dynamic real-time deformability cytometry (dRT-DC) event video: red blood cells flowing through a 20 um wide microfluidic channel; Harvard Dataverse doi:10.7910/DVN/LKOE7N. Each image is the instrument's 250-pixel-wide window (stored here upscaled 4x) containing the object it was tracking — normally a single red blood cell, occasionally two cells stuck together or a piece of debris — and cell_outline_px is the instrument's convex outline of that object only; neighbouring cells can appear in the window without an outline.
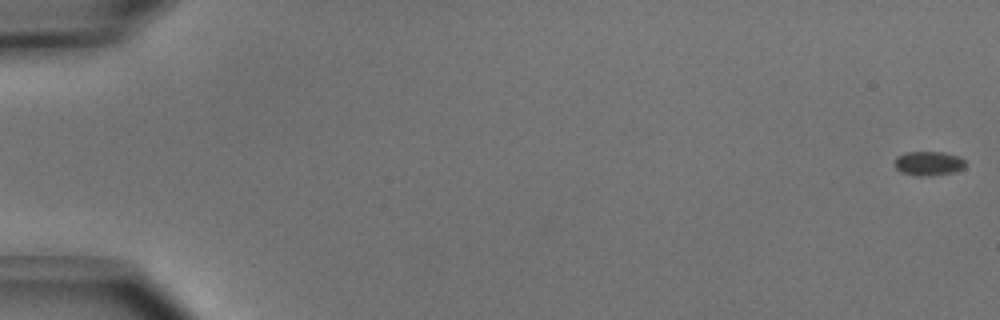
{"species": "common noctule bat (a hibernating species)", "species_latin": "Nyctalus noctula", "temperature_condition": "cold", "stored_images_in_passage": 52, "camera_frame_rate_fps": 3000, "um_per_image_px": 0.085, "animal": {"sex": "male", "body_mass_g": 15.6}, "frame": {"image": 1, "passage_image": 1, "time_ms": 0.0, "image_size_px": [1000, 320], "cell_outline_px": [[964, 168], [956, 172], [928, 176], [916, 176], [900, 172], [896, 168], [896, 156], [904, 152], [944, 152], [960, 156], [964, 160]], "centroid_in_image_um": [78.94, 13.89], "position_along_channel_um": 6.1, "area_um2": 10.12}}
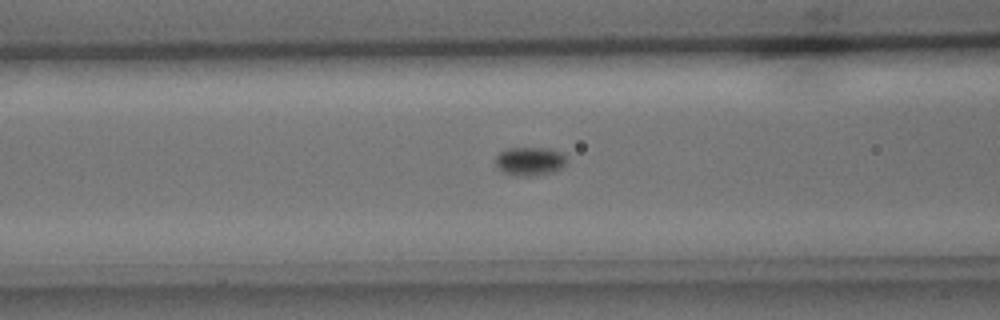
{"frame": {"image": 2, "passage_image": 22, "time_ms": 7.0, "image_size_px": [1000, 320], "cell_outline_px": [[564, 164], [556, 172], [528, 176], [520, 176], [504, 172], [496, 164], [496, 156], [500, 152], [508, 148], [552, 148], [560, 152], [564, 156]], "centroid_in_image_um": [45.04, 13.69], "position_along_channel_um": 121.6, "area_um2": 11.62}}
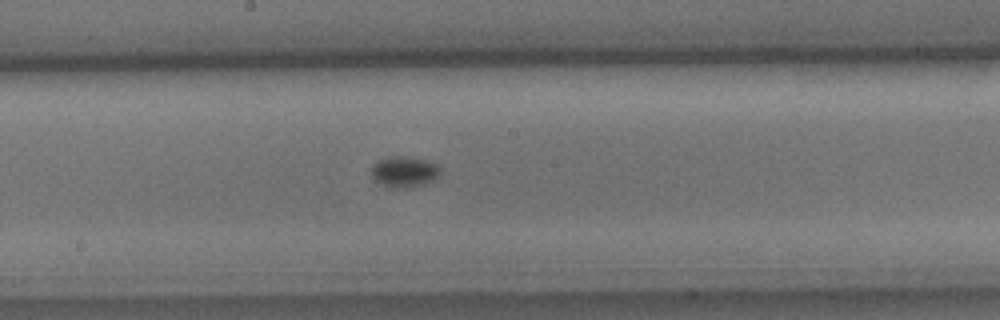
{"frame": {"image": 3, "passage_image": 29, "time_ms": 9.333, "image_size_px": [1000, 320], "cell_outline_px": [[440, 176], [436, 180], [424, 184], [408, 188], [396, 188], [384, 184], [376, 180], [372, 176], [372, 164], [376, 160], [388, 156], [404, 156], [428, 160], [440, 164]], "centroid_in_image_um": [34.42, 14.57], "position_along_channel_um": 213.8, "area_um2": 12.66}, "authors_computed_cell_mechanics": {"area_um2": 10.2595, "velocity_mm_per_s": 3.946, "shape_relaxation_time_tau1_ms": 1.507, "shape_relaxation_time_tau2_ms": null, "deformation_change_tau1": 0.0566, "deformation_change_tau2": null}}